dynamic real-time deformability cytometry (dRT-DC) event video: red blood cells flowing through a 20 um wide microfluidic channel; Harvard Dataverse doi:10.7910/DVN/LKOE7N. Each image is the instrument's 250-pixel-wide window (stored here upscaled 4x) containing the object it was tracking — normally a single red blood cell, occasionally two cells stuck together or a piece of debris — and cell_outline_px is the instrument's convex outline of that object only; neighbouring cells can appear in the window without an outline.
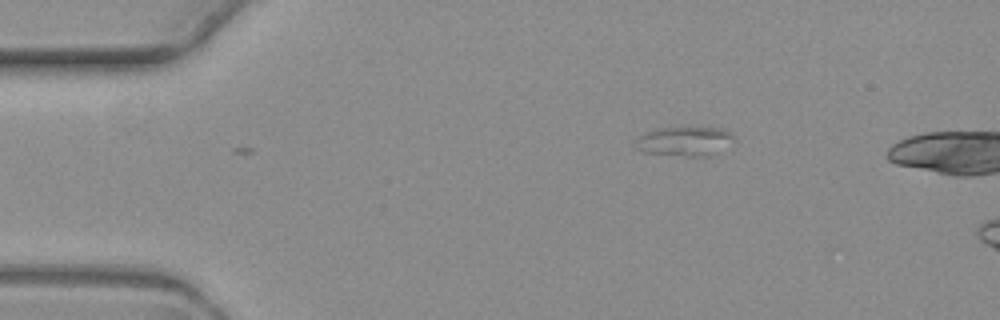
{"species": "common noctule bat (a hibernating species)", "species_latin": "Nyctalus noctula", "temperature_condition": "warm", "stored_images_in_passage": 2, "camera_frame_rate_fps": 3000, "um_per_image_px": 0.085, "animal": {"sex": "female", "body_mass_g": 19.3, "forearm_length_mm": 54.1}, "frame": {"image": 1, "passage_image": 1, "time_ms": 0.0, "image_size_px": [1000, 320], "cell_outline_px": [[736, 140], [712, 156], [684, 156], [644, 152], [636, 148], [636, 140], [640, 136], [648, 132], [660, 128], [720, 128], [728, 132]], "centroid_in_image_um": [58.22, 12.03], "position_along_channel_um": 26.8, "area_um2": 16.53}}